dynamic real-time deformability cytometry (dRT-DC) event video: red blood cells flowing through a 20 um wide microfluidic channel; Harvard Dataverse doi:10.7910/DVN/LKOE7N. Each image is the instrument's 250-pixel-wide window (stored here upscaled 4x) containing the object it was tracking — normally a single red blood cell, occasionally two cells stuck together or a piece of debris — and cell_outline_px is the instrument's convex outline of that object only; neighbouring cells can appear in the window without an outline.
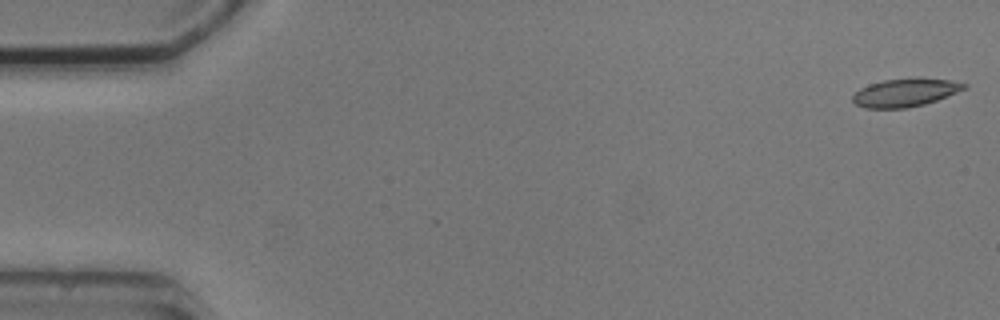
{"species": "common noctule bat (a hibernating species)", "species_latin": "Nyctalus noctula", "temperature_condition": "cold", "stored_images_in_passage": 6, "segment_of_instrument_passage": [1, 2], "camera_frame_rate_fps": 3000, "um_per_image_px": 0.085, "animal": {"sex": "male", "body_mass_g": 20.5, "forearm_length_mm": 52.5}, "frame": {"image": 1, "passage_image": 1, "time_ms": 0.0, "image_size_px": [1000, 320], "cell_outline_px": [[968, 88], [936, 100], [924, 104], [904, 108], [864, 108], [856, 104], [852, 100], [852, 96], [860, 88], [884, 80], [948, 80], [968, 84]], "centroid_in_image_um": [76.92, 7.91], "position_along_channel_um": 8.1, "area_um2": 17.46}}